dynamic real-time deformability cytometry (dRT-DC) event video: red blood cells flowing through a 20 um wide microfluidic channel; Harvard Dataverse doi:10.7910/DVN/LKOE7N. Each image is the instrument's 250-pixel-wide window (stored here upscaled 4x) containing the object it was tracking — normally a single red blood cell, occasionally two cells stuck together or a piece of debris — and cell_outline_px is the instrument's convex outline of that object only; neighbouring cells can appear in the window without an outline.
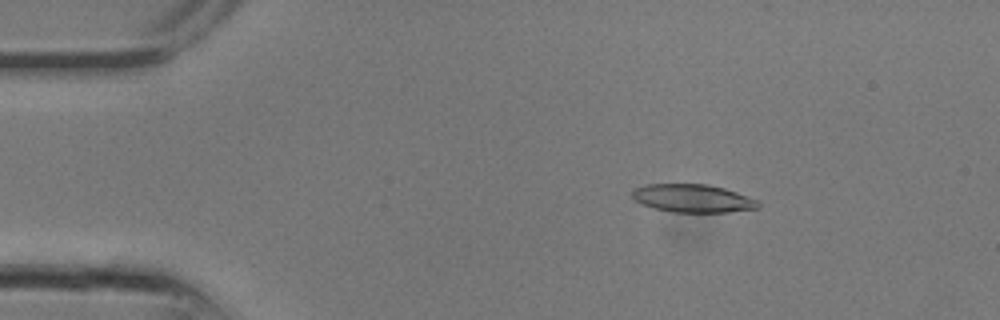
{"species": "common noctule bat (a hibernating species)", "species_latin": "Nyctalus noctula", "temperature_condition": "room temperature", "stored_images_in_passage": 12, "camera_frame_rate_fps": 3000, "um_per_image_px": 0.085, "animal": {"sex": "male", "body_mass_g": 13.3}, "frame": {"image": 1, "passage_image": 5, "time_ms": 1.333, "image_size_px": [1000, 320], "cell_outline_px": [[760, 208], [728, 212], [672, 212], [640, 204], [632, 200], [632, 192], [636, 188], [648, 184], [708, 184], [724, 188], [736, 192], [756, 200], [760, 204]], "centroid_in_image_um": [58.86, 16.86], "position_along_channel_um": 26.1, "area_um2": 20.58}}
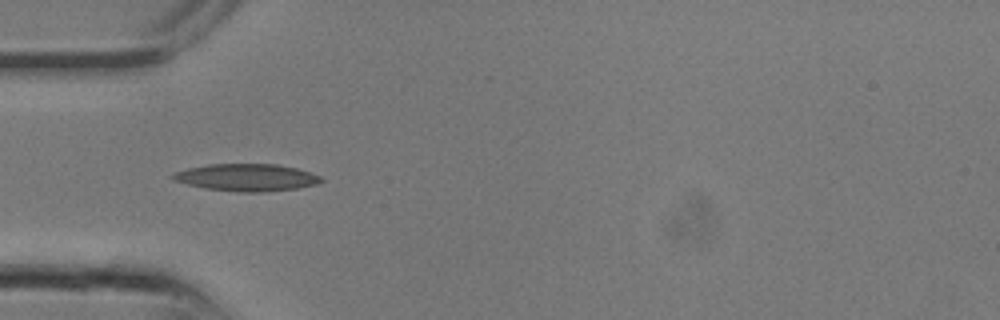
{"frame": {"image": 2, "passage_image": 9, "time_ms": 2.667, "image_size_px": [1000, 320], "cell_outline_px": [[324, 180], [316, 184], [296, 188], [260, 192], [240, 192], [204, 188], [172, 180], [168, 176], [176, 172], [188, 168], [208, 164], [276, 164], [296, 168], [320, 176]], "centroid_in_image_um": [20.92, 15.08], "position_along_channel_um": 64.1, "area_um2": 23.35}}
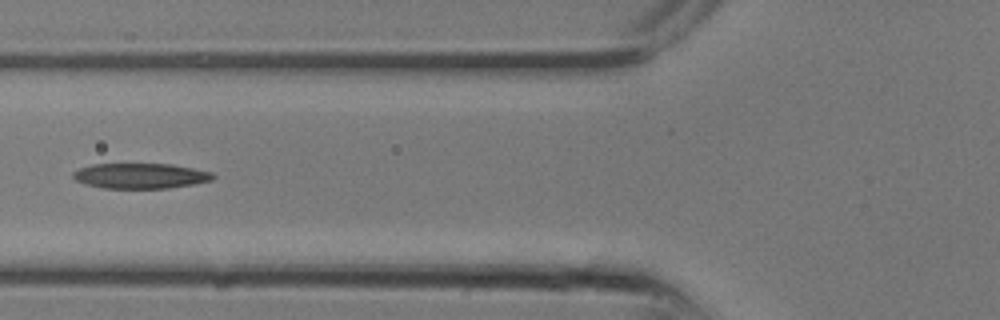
{"frame": {"image": 3, "passage_image": 11, "time_ms": 3.333, "image_size_px": [1000, 320], "cell_outline_px": [[216, 176], [212, 180], [192, 184], [168, 188], [104, 188], [84, 184], [76, 180], [72, 176], [72, 172], [80, 168], [92, 164], [172, 164], [212, 172]], "centroid_in_image_um": [11.92, 14.94], "position_along_channel_um": 113.9, "area_um2": 20.58}}